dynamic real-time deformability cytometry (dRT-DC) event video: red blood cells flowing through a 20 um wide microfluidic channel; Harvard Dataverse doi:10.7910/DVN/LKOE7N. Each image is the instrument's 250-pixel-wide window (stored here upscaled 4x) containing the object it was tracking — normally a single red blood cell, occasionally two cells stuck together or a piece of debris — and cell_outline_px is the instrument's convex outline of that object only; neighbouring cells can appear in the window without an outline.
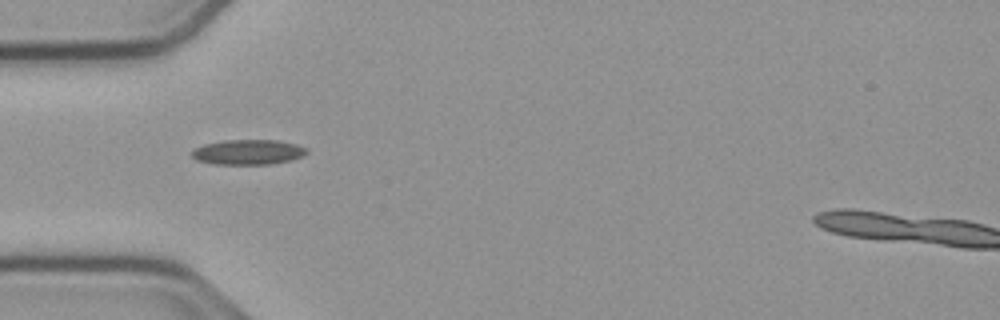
{"species": "common noctule bat (a hibernating species)", "species_latin": "Nyctalus noctula", "temperature_condition": "cold", "stored_images_in_passage": 39, "camera_frame_rate_fps": 3000, "um_per_image_px": 0.085, "animal": {"sex": "male", "body_mass_g": 23.1, "forearm_length_mm": 52.7}, "frame": {"image": 1, "passage_image": 1, "time_ms": 0.0, "image_size_px": [1000, 320], "cell_outline_px": [[308, 152], [304, 156], [292, 160], [272, 164], [212, 164], [196, 160], [192, 156], [192, 152], [196, 148], [204, 144], [224, 140], [276, 140], [296, 144], [304, 148]], "centroid_in_image_um": [21.09, 12.93], "position_along_channel_um": 63.9, "area_um2": 16.76}}
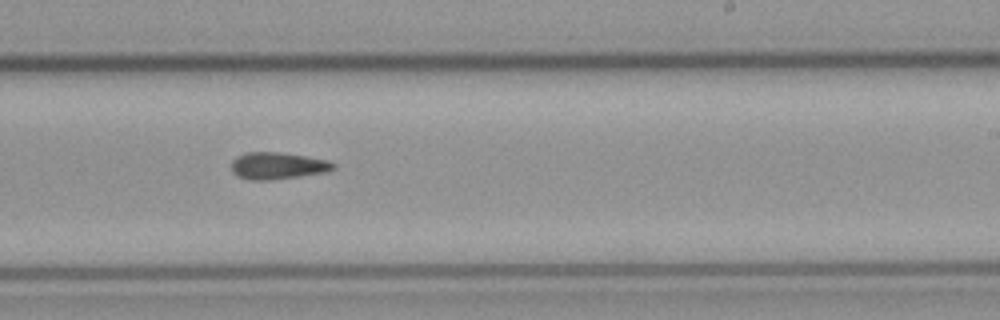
{"frame": {"image": 2, "passage_image": 17, "time_ms": 5.333, "image_size_px": [1000, 320], "cell_outline_px": [[336, 168], [324, 172], [268, 180], [252, 180], [236, 176], [232, 172], [232, 160], [236, 156], [248, 152], [280, 152], [328, 160], [336, 164]], "centroid_in_image_um": [23.57, 14.08], "position_along_channel_um": 265.4, "area_um2": 15.84}}
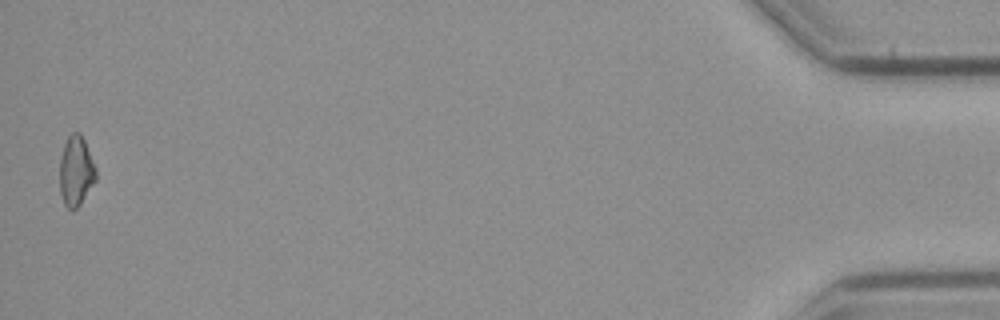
{"frame": {"image": 3, "passage_image": 38, "time_ms": 12.333, "image_size_px": [1000, 320], "cell_outline_px": [[96, 180], [80, 204], [72, 212], [64, 204], [60, 192], [60, 160], [64, 144], [68, 136], [72, 132], [80, 132], [84, 140], [96, 168]], "centroid_in_image_um": [6.45, 14.55], "position_along_channel_um": 428.7, "area_um2": 14.74}}